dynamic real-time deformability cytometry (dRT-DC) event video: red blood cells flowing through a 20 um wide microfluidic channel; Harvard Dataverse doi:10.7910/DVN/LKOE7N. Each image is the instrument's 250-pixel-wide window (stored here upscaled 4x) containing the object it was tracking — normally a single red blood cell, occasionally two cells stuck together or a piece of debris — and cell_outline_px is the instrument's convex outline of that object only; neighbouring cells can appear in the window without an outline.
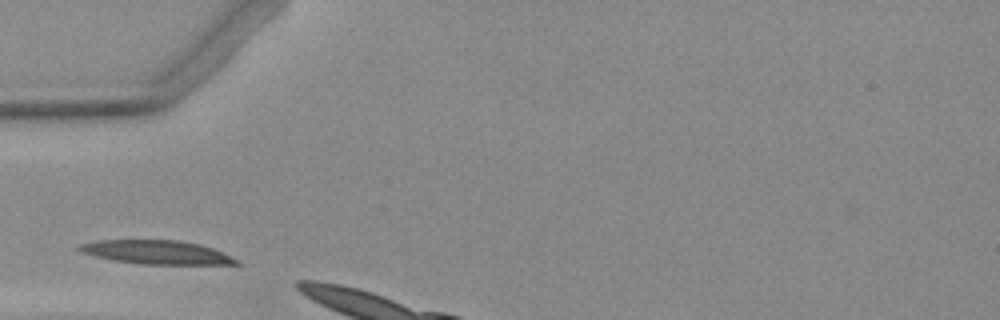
{"species": "Egyptian fruit bat (a non-hibernating species)", "species_latin": "Rousettus aegyptiacus", "temperature_condition": "warm", "stored_images_in_passage": 2, "camera_frame_rate_fps": 3000, "um_per_image_px": 0.085, "animal": {"sex": "female"}, "frame": {"image": 1, "passage_image": 1, "time_ms": 0.0, "image_size_px": [1000, 320], "cell_outline_px": [[244, 264], [140, 264], [112, 260], [80, 252], [76, 248], [76, 244], [100, 240], [180, 240], [200, 244], [212, 248], [240, 260]], "centroid_in_image_um": [13.29, 21.44], "position_along_channel_um": 71.7, "area_um2": 21.85}}